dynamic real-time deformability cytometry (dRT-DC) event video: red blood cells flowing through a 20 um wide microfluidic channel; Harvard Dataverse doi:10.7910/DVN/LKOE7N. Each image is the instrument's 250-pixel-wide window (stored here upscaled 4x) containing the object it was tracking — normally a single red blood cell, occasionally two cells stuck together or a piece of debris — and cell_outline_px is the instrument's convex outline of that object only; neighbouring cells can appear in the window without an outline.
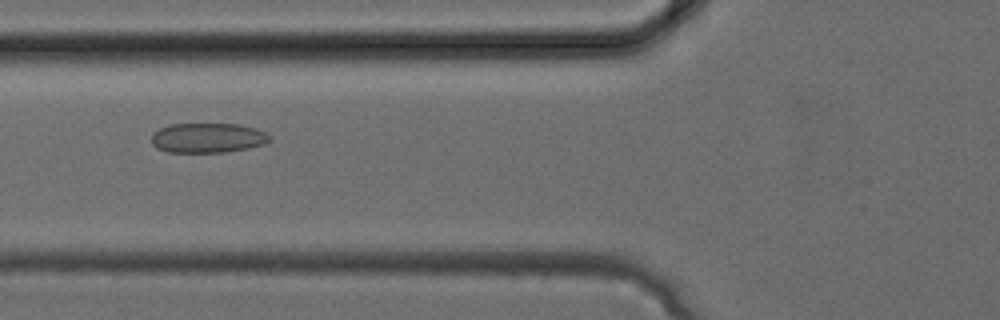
{"species": "common noctule bat (a hibernating species)", "species_latin": "Nyctalus noctula", "temperature_condition": "cold", "stored_images_in_passage": 24, "camera_frame_rate_fps": 3000, "um_per_image_px": 0.085, "animal": {"sex": "female", "body_mass_g": 24.6, "forearm_length_mm": 56.2}, "frame": {"image": 1, "passage_image": 4, "time_ms": 1.0, "image_size_px": [1000, 320], "cell_outline_px": [[272, 140], [264, 144], [248, 148], [224, 152], [168, 152], [156, 148], [152, 144], [152, 132], [168, 124], [240, 124], [256, 128], [272, 136]], "centroid_in_image_um": [17.66, 11.71], "position_along_channel_um": 108.1, "area_um2": 20.69}}
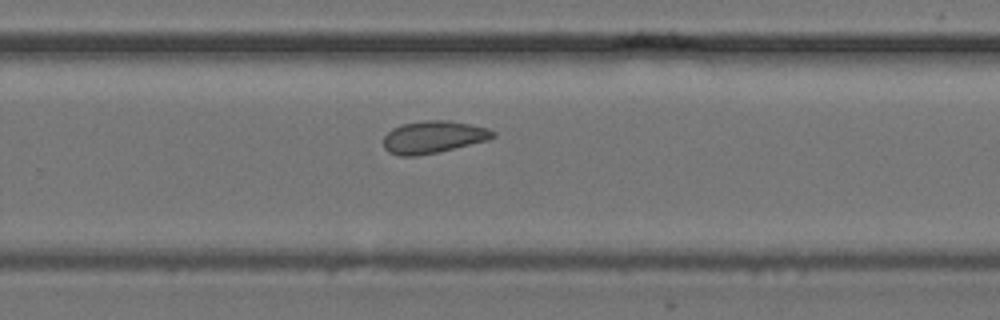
{"frame": {"image": 2, "passage_image": 13, "time_ms": 4.0, "image_size_px": [1000, 320], "cell_outline_px": [[496, 136], [488, 140], [436, 152], [416, 156], [400, 156], [388, 152], [384, 148], [384, 136], [392, 128], [404, 124], [424, 120], [448, 120], [472, 124], [488, 128], [496, 132]], "centroid_in_image_um": [36.84, 11.64], "position_along_channel_um": 293.0, "area_um2": 20.58}}
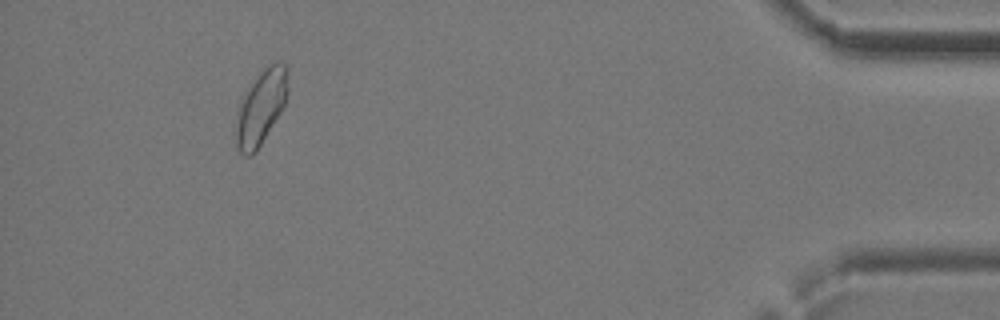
{"frame": {"image": 3, "passage_image": 22, "time_ms": 7.0, "image_size_px": [1000, 320], "cell_outline_px": [[288, 92], [284, 108], [256, 152], [252, 156], [244, 156], [236, 148], [236, 112], [240, 96], [260, 72], [268, 64], [288, 64]], "centroid_in_image_um": [22.17, 9.14], "position_along_channel_um": 413.0, "area_um2": 23.12}}